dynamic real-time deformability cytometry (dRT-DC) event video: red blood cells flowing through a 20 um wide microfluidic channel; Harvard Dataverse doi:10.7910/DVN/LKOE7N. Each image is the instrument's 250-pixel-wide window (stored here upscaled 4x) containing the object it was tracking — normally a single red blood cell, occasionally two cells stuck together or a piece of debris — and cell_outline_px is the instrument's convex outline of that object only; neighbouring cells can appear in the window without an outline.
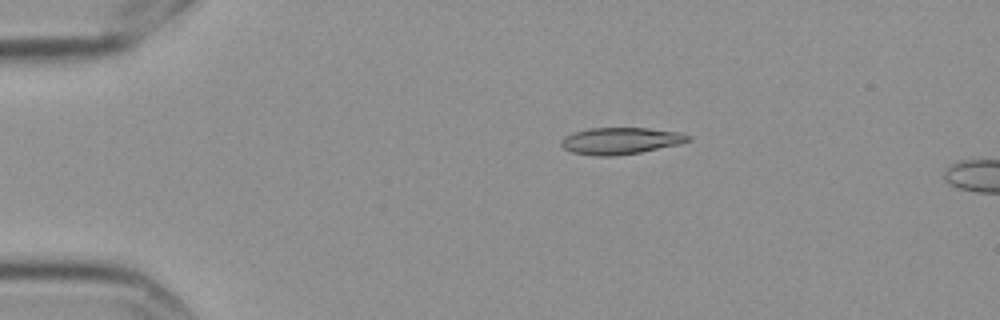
{"species": "Egyptian fruit bat (a non-hibernating species)", "species_latin": "Rousettus aegyptiacus", "temperature_condition": "cold", "stored_images_in_passage": 4, "camera_frame_rate_fps": 3000, "um_per_image_px": 0.085, "frame": {"image": 1, "passage_image": 3, "time_ms": 0.667, "image_size_px": [1000, 320], "cell_outline_px": [[692, 136], [688, 140], [680, 144], [640, 152], [612, 156], [596, 156], [572, 152], [564, 148], [560, 144], [560, 140], [564, 136], [572, 132], [588, 128], [648, 128], [680, 132]], "centroid_in_image_um": [52.72, 11.96], "position_along_channel_um": 32.3, "area_um2": 19.83}}